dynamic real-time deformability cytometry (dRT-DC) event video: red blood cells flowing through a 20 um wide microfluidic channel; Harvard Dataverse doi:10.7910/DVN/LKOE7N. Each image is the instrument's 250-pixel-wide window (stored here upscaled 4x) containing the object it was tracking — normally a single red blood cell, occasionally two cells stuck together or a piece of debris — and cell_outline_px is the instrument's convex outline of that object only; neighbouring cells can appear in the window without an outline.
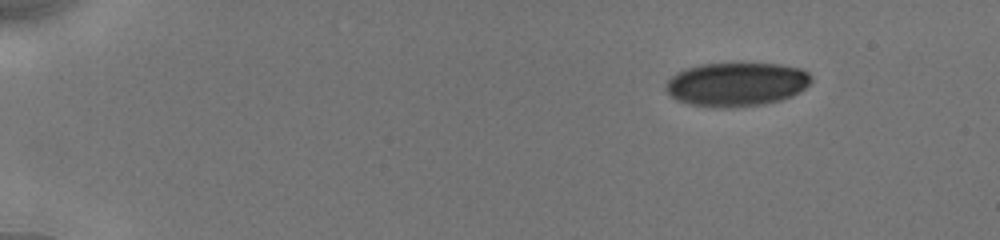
{"species": "human", "species_latin": "Homo sapiens", "temperature_condition": "cold", "stored_images_in_passage": 10, "camera_frame_rate_fps": 3000, "um_per_image_px": 0.085, "donor": {"sex": "male"}, "frame": {"image": 1, "passage_image": 1, "time_ms": 0.0, "image_size_px": [1000, 240], "cell_outline_px": [[812, 80], [800, 92], [792, 96], [780, 100], [764, 104], [728, 108], [712, 108], [688, 104], [676, 100], [664, 88], [664, 84], [672, 76], [684, 68], [700, 64], [780, 64], [804, 68], [812, 76]], "centroid_in_image_um": [62.6, 7.17], "position_along_channel_um": 22.4, "area_um2": 37.51}}
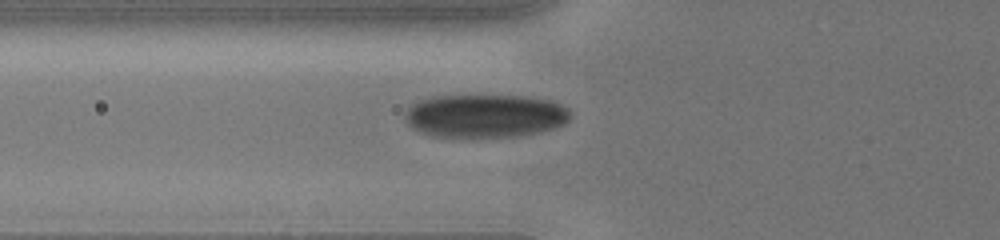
{"frame": {"image": 2, "passage_image": 8, "time_ms": 4.667, "image_size_px": [1000, 240], "cell_outline_px": [[568, 120], [564, 124], [556, 128], [540, 132], [516, 136], [472, 140], [432, 136], [420, 132], [412, 128], [408, 124], [404, 116], [404, 112], [412, 104], [420, 100], [436, 96], [524, 96], [552, 100], [568, 108]], "centroid_in_image_um": [41.2, 9.89], "position_along_channel_um": 84.6, "area_um2": 42.71}}
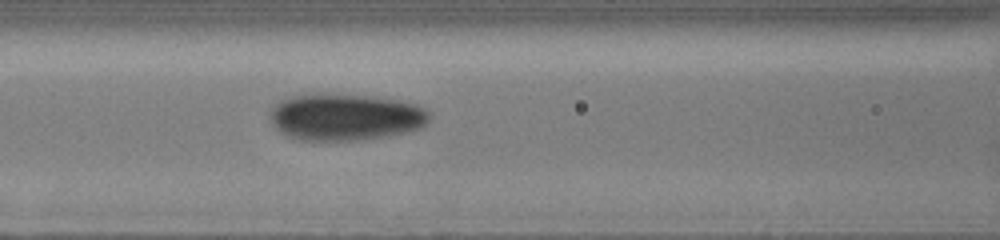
{"frame": {"image": 3, "passage_image": 10, "time_ms": 6.0, "image_size_px": [1000, 240], "cell_outline_px": [[432, 116], [420, 128], [404, 132], [384, 136], [356, 140], [300, 140], [284, 136], [272, 124], [268, 116], [272, 108], [280, 100], [292, 96], [312, 92], [324, 92], [372, 96], [400, 100], [416, 104], [432, 112]], "centroid_in_image_um": [29.31, 9.92], "position_along_channel_um": 137.3, "area_um2": 44.22}}